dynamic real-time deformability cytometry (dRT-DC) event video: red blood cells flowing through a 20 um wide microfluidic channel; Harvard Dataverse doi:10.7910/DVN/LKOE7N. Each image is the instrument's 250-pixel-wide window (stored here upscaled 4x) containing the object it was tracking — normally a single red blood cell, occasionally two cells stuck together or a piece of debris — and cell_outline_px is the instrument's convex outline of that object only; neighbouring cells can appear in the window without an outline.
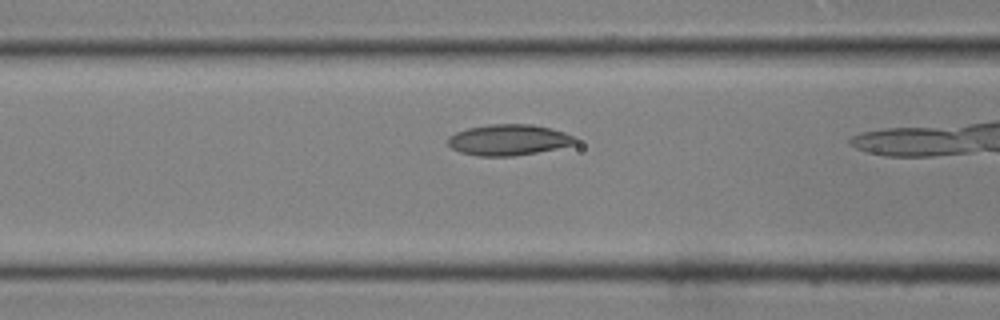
{"species": "common noctule bat (a hibernating species)", "species_latin": "Nyctalus noctula", "temperature_condition": "room temperature", "stored_images_in_passage": 8, "camera_frame_rate_fps": 3000, "um_per_image_px": 0.085, "animal": {"sex": "male", "body_mass_g": 19.0, "forearm_length_mm": 50.8}, "frame": {"image": 1, "passage_image": 7, "time_ms": 2.0, "image_size_px": [1000, 320], "cell_outline_px": [[580, 140], [576, 144], [536, 152], [512, 156], [480, 156], [460, 152], [452, 148], [448, 144], [448, 136], [456, 132], [468, 128], [488, 124], [532, 124], [552, 128], [564, 132]], "centroid_in_image_um": [43.24, 11.88], "position_along_channel_um": 123.4, "area_um2": 22.95}}